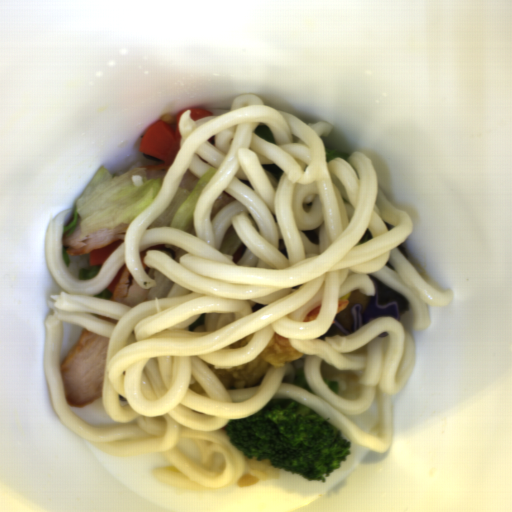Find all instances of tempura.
I'll use <instances>...</instances> for the list:
<instances>
[{
    "label": "tempura",
    "instance_id": "obj_1",
    "mask_svg": "<svg viewBox=\"0 0 512 512\" xmlns=\"http://www.w3.org/2000/svg\"><path fill=\"white\" fill-rule=\"evenodd\" d=\"M305 353L295 349L290 338L273 332L272 338L263 351L246 364L228 368H213L216 378L227 383L246 381L247 385H255L264 375L282 368L286 363L301 358Z\"/></svg>",
    "mask_w": 512,
    "mask_h": 512
},
{
    "label": "tempura",
    "instance_id": "obj_2",
    "mask_svg": "<svg viewBox=\"0 0 512 512\" xmlns=\"http://www.w3.org/2000/svg\"><path fill=\"white\" fill-rule=\"evenodd\" d=\"M253 337H254V333H251V334L247 335L246 337L229 344L228 347L230 350L241 349L244 346L248 345Z\"/></svg>",
    "mask_w": 512,
    "mask_h": 512
},
{
    "label": "tempura",
    "instance_id": "obj_3",
    "mask_svg": "<svg viewBox=\"0 0 512 512\" xmlns=\"http://www.w3.org/2000/svg\"><path fill=\"white\" fill-rule=\"evenodd\" d=\"M350 296H351V293L347 292L341 298H338L336 314L347 309V307L349 306V304L351 302L348 300Z\"/></svg>",
    "mask_w": 512,
    "mask_h": 512
},
{
    "label": "tempura",
    "instance_id": "obj_4",
    "mask_svg": "<svg viewBox=\"0 0 512 512\" xmlns=\"http://www.w3.org/2000/svg\"><path fill=\"white\" fill-rule=\"evenodd\" d=\"M321 308L322 306H317L316 308L312 309L307 315L306 317L303 319L302 322H313L314 320L317 319V317L319 316L320 312H321Z\"/></svg>",
    "mask_w": 512,
    "mask_h": 512
}]
</instances>
